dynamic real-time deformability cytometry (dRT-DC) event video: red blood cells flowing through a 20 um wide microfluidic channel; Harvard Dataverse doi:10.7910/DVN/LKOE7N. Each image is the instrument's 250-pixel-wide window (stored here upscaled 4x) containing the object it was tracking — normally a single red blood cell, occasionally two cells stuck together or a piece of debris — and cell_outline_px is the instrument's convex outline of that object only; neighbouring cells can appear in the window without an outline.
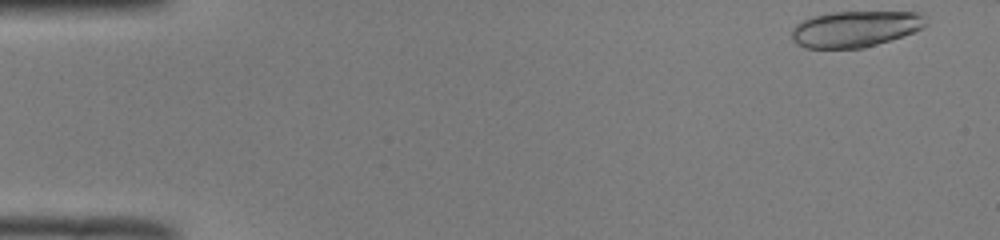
{"species": "common noctule bat (a hibernating species)", "species_latin": "Nyctalus noctula", "temperature_condition": "room temperature", "stored_images_in_passage": 12, "camera_frame_rate_fps": 3000, "um_per_image_px": 0.085, "animal": {"sex": "male", "body_mass_g": 19.0, "forearm_length_mm": 50.8}, "frame": {"image": 1, "passage_image": 1, "time_ms": 0.0, "image_size_px": [1000, 240], "cell_outline_px": [[928, 24], [912, 32], [864, 48], [804, 48], [796, 44], [792, 40], [792, 28], [796, 24], [812, 16], [832, 12], [916, 12]], "centroid_in_image_um": [72.6, 2.46], "position_along_channel_um": 12.4, "area_um2": 27.86}}